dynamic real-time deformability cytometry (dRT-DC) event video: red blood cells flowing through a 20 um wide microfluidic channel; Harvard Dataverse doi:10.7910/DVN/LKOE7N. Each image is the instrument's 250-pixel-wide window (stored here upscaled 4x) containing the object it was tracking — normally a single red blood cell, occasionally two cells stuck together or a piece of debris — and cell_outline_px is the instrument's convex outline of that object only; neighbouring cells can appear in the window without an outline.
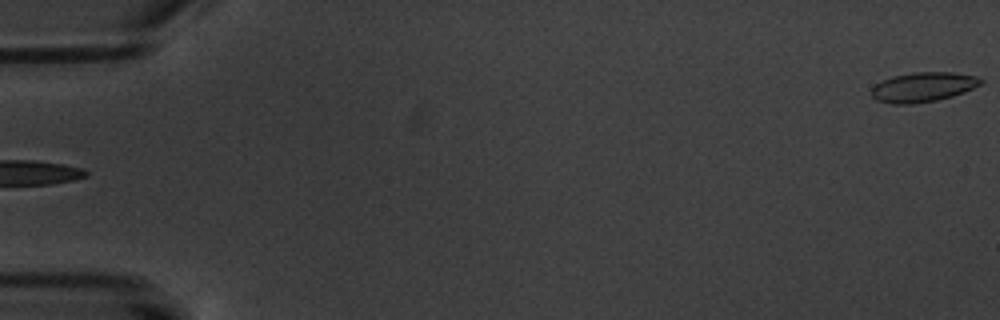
{"species": "common noctule bat (a hibernating species)", "species_latin": "Nyctalus noctula", "temperature_condition": "warm", "stored_images_in_passage": 4, "segment_of_instrument_passage": [2, 2], "camera_frame_rate_fps": 3000, "um_per_image_px": 0.085, "animal": {"sex": "male", "body_mass_g": 20.1, "forearm_length_mm": 53.5}, "frame": {"image": 1, "passage_image": 4, "time_ms": 3.667, "image_size_px": [1000, 320], "cell_outline_px": [[984, 80], [980, 84], [964, 92], [952, 96], [936, 100], [912, 104], [892, 104], [876, 100], [872, 96], [872, 88], [876, 84], [892, 76], [912, 72], [952, 72], [976, 76]], "centroid_in_image_um": [78.45, 7.4], "position_along_channel_um": 6.5, "area_um2": 18.79}}